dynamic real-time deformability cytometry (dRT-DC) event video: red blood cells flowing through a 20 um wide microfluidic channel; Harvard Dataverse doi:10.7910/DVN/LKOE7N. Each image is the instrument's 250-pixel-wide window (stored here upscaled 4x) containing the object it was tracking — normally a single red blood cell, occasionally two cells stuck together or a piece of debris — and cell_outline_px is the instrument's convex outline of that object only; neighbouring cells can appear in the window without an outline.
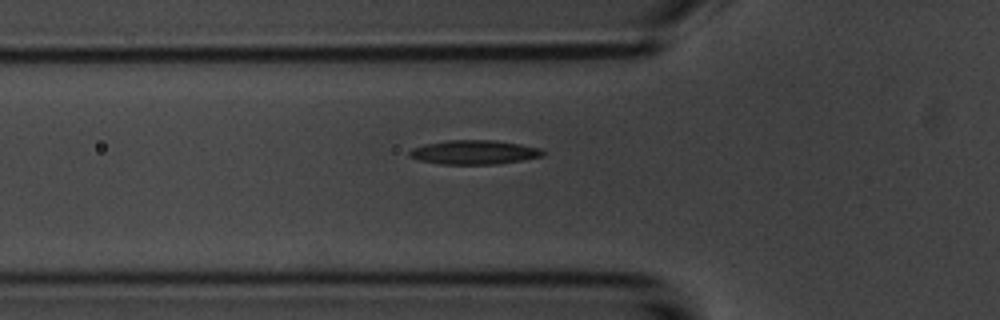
{"species": "common noctule bat (a hibernating species)", "species_latin": "Nyctalus noctula", "temperature_condition": "room temperature", "stored_images_in_passage": 4, "camera_frame_rate_fps": 3000, "um_per_image_px": 0.085, "animal": {"sex": "male", "body_mass_g": 20.1, "forearm_length_mm": 53.5}, "frame": {"image": 1, "passage_image": 2, "time_ms": 0.333, "image_size_px": [1000, 320], "cell_outline_px": [[544, 156], [500, 164], [440, 164], [420, 160], [408, 156], [408, 152], [412, 148], [424, 144], [444, 140], [492, 140], [520, 144], [540, 148], [544, 152]], "centroid_in_image_um": [40.28, 12.94], "position_along_channel_um": 85.5, "area_um2": 18.84}}